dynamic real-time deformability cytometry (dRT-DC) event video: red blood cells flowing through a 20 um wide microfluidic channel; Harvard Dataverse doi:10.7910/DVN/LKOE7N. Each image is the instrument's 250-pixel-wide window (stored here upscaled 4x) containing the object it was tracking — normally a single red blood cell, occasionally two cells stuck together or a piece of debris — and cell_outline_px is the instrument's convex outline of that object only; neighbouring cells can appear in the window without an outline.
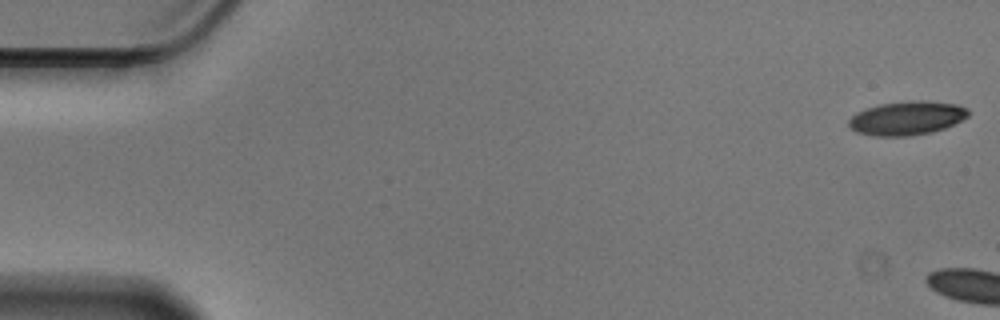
{"species": "Egyptian fruit bat (a non-hibernating species)", "species_latin": "Rousettus aegyptiacus", "temperature_condition": "cold", "stored_images_in_passage": 4, "camera_frame_rate_fps": 3000, "um_per_image_px": 0.085, "animal": {"sex": "male"}, "frame": {"image": 1, "passage_image": 1, "time_ms": 0.0, "image_size_px": [1000, 320], "cell_outline_px": [[968, 116], [944, 128], [932, 132], [908, 136], [876, 136], [856, 132], [848, 124], [848, 120], [856, 112], [880, 104], [912, 100], [924, 100], [956, 104], [968, 108]], "centroid_in_image_um": [77.07, 10.03], "position_along_channel_um": 7.9, "area_um2": 23.41}}